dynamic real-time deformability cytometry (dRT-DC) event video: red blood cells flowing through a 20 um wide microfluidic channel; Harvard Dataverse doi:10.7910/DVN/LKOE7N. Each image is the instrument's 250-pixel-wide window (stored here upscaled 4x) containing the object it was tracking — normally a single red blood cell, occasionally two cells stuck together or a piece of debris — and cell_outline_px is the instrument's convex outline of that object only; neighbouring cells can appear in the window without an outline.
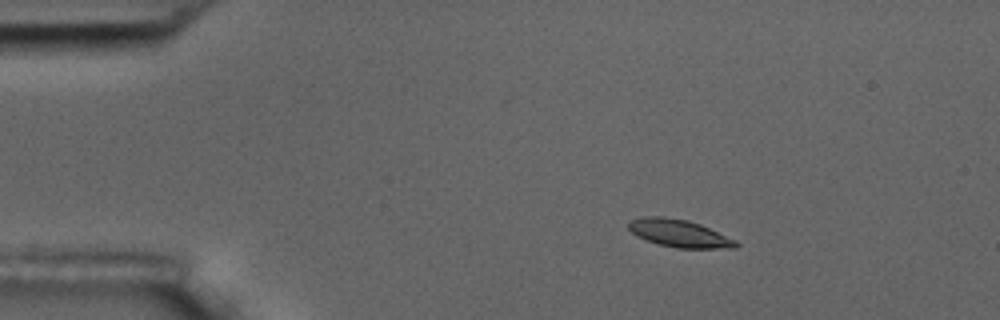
{"species": "common noctule bat (a hibernating species)", "species_latin": "Nyctalus noctula", "temperature_condition": "room temperature", "stored_images_in_passage": 5, "camera_frame_rate_fps": 3000, "um_per_image_px": 0.085, "animal": {"sex": "male", "body_mass_g": 17.5, "forearm_length_mm": 52.3}, "frame": {"image": 1, "passage_image": 3, "time_ms": 3.0, "image_size_px": [1000, 320], "cell_outline_px": [[740, 244], [736, 248], [676, 248], [660, 244], [636, 236], [628, 228], [628, 220], [644, 216], [664, 216], [688, 220], [700, 224], [736, 240]], "centroid_in_image_um": [57.72, 19.82], "position_along_channel_um": 27.3, "area_um2": 17.28}}